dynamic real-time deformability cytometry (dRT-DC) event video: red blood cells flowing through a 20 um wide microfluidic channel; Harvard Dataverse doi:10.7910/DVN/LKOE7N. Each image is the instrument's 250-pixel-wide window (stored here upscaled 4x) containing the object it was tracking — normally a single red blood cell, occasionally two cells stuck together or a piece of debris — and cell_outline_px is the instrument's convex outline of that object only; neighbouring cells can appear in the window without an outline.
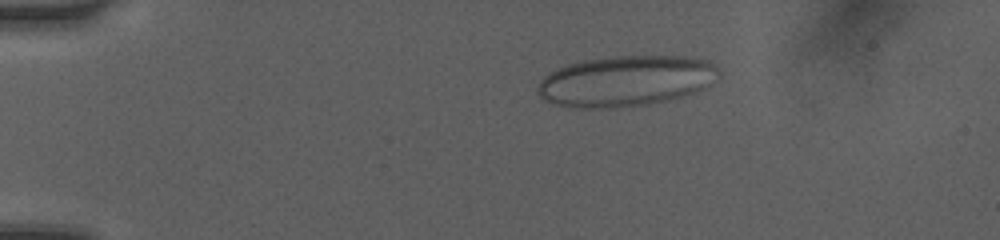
{"species": "human", "species_latin": "Homo sapiens", "temperature_condition": "room temperature", "stored_images_in_passage": 4, "camera_frame_rate_fps": 3000, "um_per_image_px": 0.085, "donor": {"sex": "female"}, "frame": {"image": 1, "passage_image": 1, "time_ms": 0.0, "image_size_px": [1000, 240], "cell_outline_px": [[720, 76], [704, 88], [668, 100], [648, 104], [608, 108], [568, 108], [544, 100], [536, 92], [536, 88], [540, 80], [544, 76], [556, 68], [568, 64], [584, 60], [620, 56], [684, 56], [708, 60], [720, 72]], "centroid_in_image_um": [53.15, 6.89], "position_along_channel_um": 31.8, "area_um2": 53.52}}